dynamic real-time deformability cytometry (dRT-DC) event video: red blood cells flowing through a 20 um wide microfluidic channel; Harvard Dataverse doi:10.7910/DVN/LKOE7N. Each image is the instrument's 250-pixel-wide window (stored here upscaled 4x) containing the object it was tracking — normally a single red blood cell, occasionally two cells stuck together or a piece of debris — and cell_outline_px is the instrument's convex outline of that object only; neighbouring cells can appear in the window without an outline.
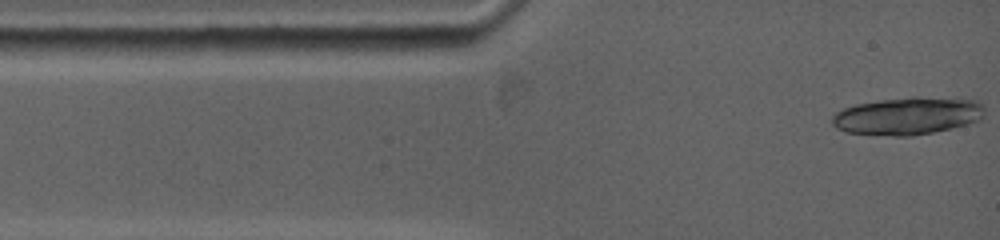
{"species": "common noctule bat (a hibernating species)", "species_latin": "Nyctalus noctula", "temperature_condition": "warm", "stored_images_in_passage": 6, "camera_frame_rate_fps": 5000, "um_per_image_px": 0.085, "animal": {"sex": "female", "body_mass_g": 19.0, "forearm_length_mm": 53.3}, "frame": {"image": 1, "passage_image": 1, "time_ms": 0.0, "image_size_px": [1000, 240], "cell_outline_px": [[984, 116], [980, 120], [968, 124], [952, 128], [912, 136], [892, 136], [844, 132], [836, 128], [832, 124], [832, 116], [836, 112], [844, 108], [856, 104], [880, 100], [912, 96], [916, 96], [976, 100], [984, 104]], "centroid_in_image_um": [77.16, 9.85], "position_along_channel_um": 7.8, "area_um2": 33.64}}